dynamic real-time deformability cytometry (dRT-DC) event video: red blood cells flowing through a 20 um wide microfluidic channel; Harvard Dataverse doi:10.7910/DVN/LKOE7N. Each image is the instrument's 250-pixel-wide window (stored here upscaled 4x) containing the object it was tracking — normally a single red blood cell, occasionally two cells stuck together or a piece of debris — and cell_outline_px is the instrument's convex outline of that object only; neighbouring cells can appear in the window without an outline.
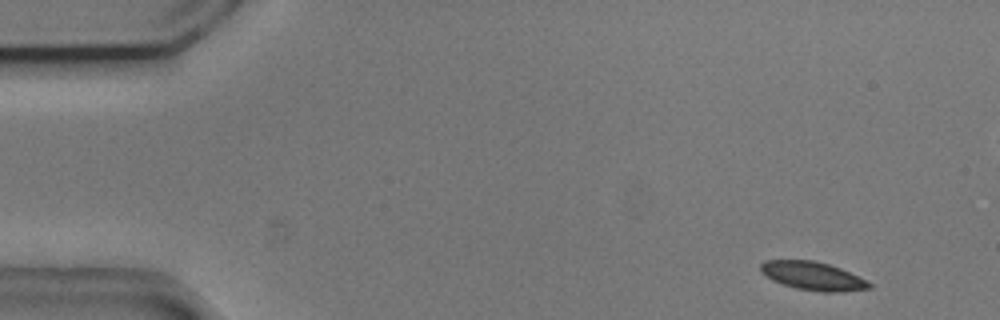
{"species": "common noctule bat (a hibernating species)", "species_latin": "Nyctalus noctula", "temperature_condition": "cold", "stored_images_in_passage": 53, "camera_frame_rate_fps": 3000, "um_per_image_px": 0.085, "animal": {"sex": "male", "body_mass_g": 20.5, "forearm_length_mm": 52.5}, "frame": {"image": 1, "passage_image": 2, "time_ms": 0.333, "image_size_px": [1000, 320], "cell_outline_px": [[872, 288], [840, 292], [824, 292], [796, 288], [772, 280], [760, 272], [760, 264], [764, 260], [812, 260], [828, 264], [840, 268], [872, 284]], "centroid_in_image_um": [69.05, 23.45], "position_along_channel_um": 16.0, "area_um2": 17.74}}
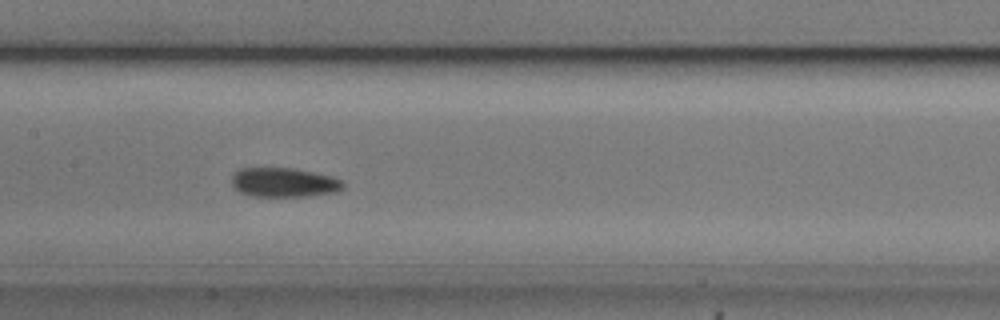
{"frame": {"image": 2, "passage_image": 24, "time_ms": 7.667, "image_size_px": [1000, 320], "cell_outline_px": [[344, 188], [336, 192], [308, 196], [252, 196], [240, 192], [232, 184], [232, 176], [240, 168], [292, 168], [332, 176], [344, 180]], "centroid_in_image_um": [24.17, 15.51], "position_along_channel_um": 183.2, "area_um2": 19.02}}
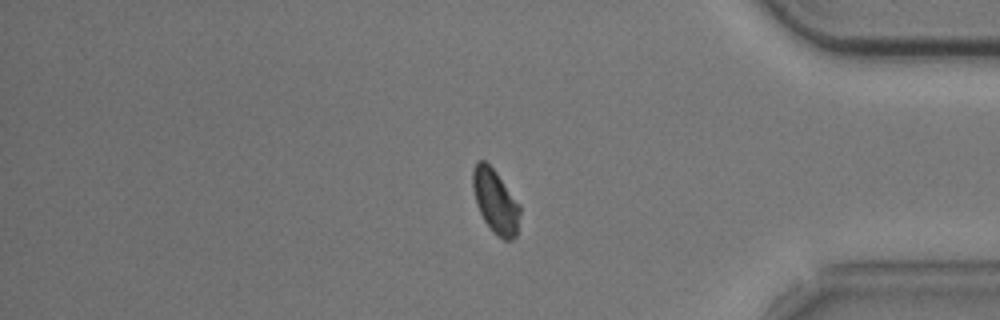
{"frame": {"image": 3, "passage_image": 43, "time_ms": 14.0, "image_size_px": [1000, 320], "cell_outline_px": [[520, 212], [516, 236], [512, 240], [504, 240], [496, 236], [492, 232], [484, 220], [476, 204], [472, 188], [472, 168], [476, 160], [484, 160], [496, 172], [520, 204]], "centroid_in_image_um": [42.09, 17.12], "position_along_channel_um": 393.1, "area_um2": 17.74}, "authors_computed_cell_mechanics": {"area_um2": 18.2648, "velocity_mm_per_s": 3.703, "shape_relaxation_time_tau1_ms": 3.4431, "shape_relaxation_time_tau2_ms": 4.563, "deformation_change_tau1": 0.0882, "deformation_change_tau2": 0.0949}}